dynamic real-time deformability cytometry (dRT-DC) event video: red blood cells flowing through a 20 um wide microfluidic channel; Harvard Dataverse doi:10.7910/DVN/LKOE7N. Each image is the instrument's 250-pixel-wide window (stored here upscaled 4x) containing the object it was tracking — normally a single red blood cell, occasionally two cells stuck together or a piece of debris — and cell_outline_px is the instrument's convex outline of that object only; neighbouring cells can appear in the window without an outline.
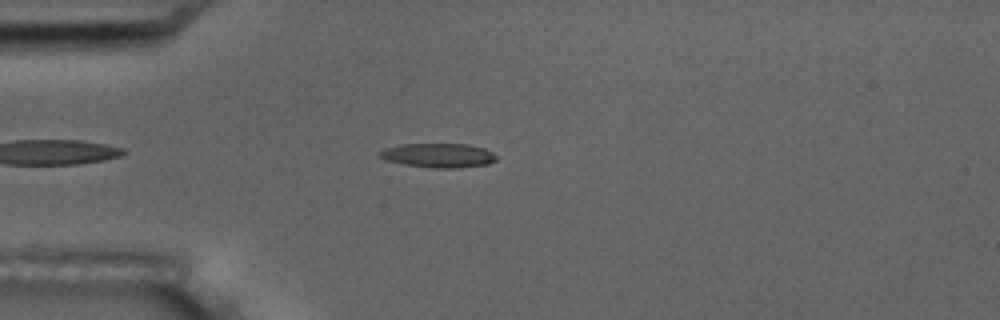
{"species": "common noctule bat (a hibernating species)", "species_latin": "Nyctalus noctula", "temperature_condition": "room temperature", "stored_images_in_passage": 4, "camera_frame_rate_fps": 3000, "um_per_image_px": 0.085, "animal": {"sex": "male", "body_mass_g": 17.5, "forearm_length_mm": 52.3}, "frame": {"image": 1, "passage_image": 4, "time_ms": 4.0, "image_size_px": [1000, 320], "cell_outline_px": [[496, 160], [488, 164], [460, 168], [432, 168], [404, 164], [388, 160], [380, 156], [380, 152], [384, 148], [400, 144], [468, 144], [484, 148], [492, 152], [496, 156]], "centroid_in_image_um": [37.3, 13.21], "position_along_channel_um": 47.7, "area_um2": 16.42}}